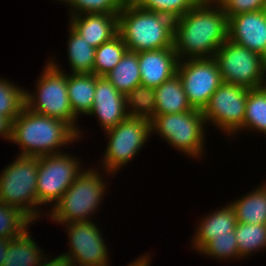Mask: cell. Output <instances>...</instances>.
Segmentation results:
<instances>
[{
    "instance_id": "21",
    "label": "cell",
    "mask_w": 266,
    "mask_h": 266,
    "mask_svg": "<svg viewBox=\"0 0 266 266\" xmlns=\"http://www.w3.org/2000/svg\"><path fill=\"white\" fill-rule=\"evenodd\" d=\"M27 228L18 237L8 243V250L2 266H38L45 256L42 249L36 244Z\"/></svg>"
},
{
    "instance_id": "27",
    "label": "cell",
    "mask_w": 266,
    "mask_h": 266,
    "mask_svg": "<svg viewBox=\"0 0 266 266\" xmlns=\"http://www.w3.org/2000/svg\"><path fill=\"white\" fill-rule=\"evenodd\" d=\"M125 99L128 117L143 118L149 121L155 117V88L143 85L136 86L125 96Z\"/></svg>"
},
{
    "instance_id": "37",
    "label": "cell",
    "mask_w": 266,
    "mask_h": 266,
    "mask_svg": "<svg viewBox=\"0 0 266 266\" xmlns=\"http://www.w3.org/2000/svg\"><path fill=\"white\" fill-rule=\"evenodd\" d=\"M11 239L3 238L0 239V266L3 265V261L5 259L7 250H8V243Z\"/></svg>"
},
{
    "instance_id": "3",
    "label": "cell",
    "mask_w": 266,
    "mask_h": 266,
    "mask_svg": "<svg viewBox=\"0 0 266 266\" xmlns=\"http://www.w3.org/2000/svg\"><path fill=\"white\" fill-rule=\"evenodd\" d=\"M174 24L170 16L144 10L131 0L118 13V34L127 50L137 53L174 48Z\"/></svg>"
},
{
    "instance_id": "15",
    "label": "cell",
    "mask_w": 266,
    "mask_h": 266,
    "mask_svg": "<svg viewBox=\"0 0 266 266\" xmlns=\"http://www.w3.org/2000/svg\"><path fill=\"white\" fill-rule=\"evenodd\" d=\"M92 110L87 116H97L104 132L128 118L125 95L121 94L105 76L96 75Z\"/></svg>"
},
{
    "instance_id": "18",
    "label": "cell",
    "mask_w": 266,
    "mask_h": 266,
    "mask_svg": "<svg viewBox=\"0 0 266 266\" xmlns=\"http://www.w3.org/2000/svg\"><path fill=\"white\" fill-rule=\"evenodd\" d=\"M237 225L236 213L231 204H227L223 208L213 211L212 213L200 220L197 225L196 232L193 236L192 247L195 251H200L209 241L213 240V236L230 235L234 233Z\"/></svg>"
},
{
    "instance_id": "12",
    "label": "cell",
    "mask_w": 266,
    "mask_h": 266,
    "mask_svg": "<svg viewBox=\"0 0 266 266\" xmlns=\"http://www.w3.org/2000/svg\"><path fill=\"white\" fill-rule=\"evenodd\" d=\"M177 74L189 103L194 109L199 110L204 109L212 94L223 83L214 57L180 60Z\"/></svg>"
},
{
    "instance_id": "4",
    "label": "cell",
    "mask_w": 266,
    "mask_h": 266,
    "mask_svg": "<svg viewBox=\"0 0 266 266\" xmlns=\"http://www.w3.org/2000/svg\"><path fill=\"white\" fill-rule=\"evenodd\" d=\"M87 170V171H86ZM107 184L99 170L85 169L77 176L60 200L51 205L50 220L59 224L91 221L106 194ZM91 215V216H90Z\"/></svg>"
},
{
    "instance_id": "17",
    "label": "cell",
    "mask_w": 266,
    "mask_h": 266,
    "mask_svg": "<svg viewBox=\"0 0 266 266\" xmlns=\"http://www.w3.org/2000/svg\"><path fill=\"white\" fill-rule=\"evenodd\" d=\"M70 26L97 48L118 34V14L87 13L70 16Z\"/></svg>"
},
{
    "instance_id": "20",
    "label": "cell",
    "mask_w": 266,
    "mask_h": 266,
    "mask_svg": "<svg viewBox=\"0 0 266 266\" xmlns=\"http://www.w3.org/2000/svg\"><path fill=\"white\" fill-rule=\"evenodd\" d=\"M95 74H67V92L73 113L88 115L94 103Z\"/></svg>"
},
{
    "instance_id": "7",
    "label": "cell",
    "mask_w": 266,
    "mask_h": 266,
    "mask_svg": "<svg viewBox=\"0 0 266 266\" xmlns=\"http://www.w3.org/2000/svg\"><path fill=\"white\" fill-rule=\"evenodd\" d=\"M202 110L155 115L151 120V132L164 138L169 145L191 158L204 154L205 125Z\"/></svg>"
},
{
    "instance_id": "1",
    "label": "cell",
    "mask_w": 266,
    "mask_h": 266,
    "mask_svg": "<svg viewBox=\"0 0 266 266\" xmlns=\"http://www.w3.org/2000/svg\"><path fill=\"white\" fill-rule=\"evenodd\" d=\"M228 39V17L220 4H197L175 19L174 49L178 60L214 57Z\"/></svg>"
},
{
    "instance_id": "36",
    "label": "cell",
    "mask_w": 266,
    "mask_h": 266,
    "mask_svg": "<svg viewBox=\"0 0 266 266\" xmlns=\"http://www.w3.org/2000/svg\"><path fill=\"white\" fill-rule=\"evenodd\" d=\"M12 122L5 116L0 115V136L5 140L11 139Z\"/></svg>"
},
{
    "instance_id": "22",
    "label": "cell",
    "mask_w": 266,
    "mask_h": 266,
    "mask_svg": "<svg viewBox=\"0 0 266 266\" xmlns=\"http://www.w3.org/2000/svg\"><path fill=\"white\" fill-rule=\"evenodd\" d=\"M230 204L237 222L266 224V182Z\"/></svg>"
},
{
    "instance_id": "30",
    "label": "cell",
    "mask_w": 266,
    "mask_h": 266,
    "mask_svg": "<svg viewBox=\"0 0 266 266\" xmlns=\"http://www.w3.org/2000/svg\"><path fill=\"white\" fill-rule=\"evenodd\" d=\"M31 223L19 209L0 202V239L18 237Z\"/></svg>"
},
{
    "instance_id": "5",
    "label": "cell",
    "mask_w": 266,
    "mask_h": 266,
    "mask_svg": "<svg viewBox=\"0 0 266 266\" xmlns=\"http://www.w3.org/2000/svg\"><path fill=\"white\" fill-rule=\"evenodd\" d=\"M42 72L37 79L35 94L25 90V106L35 113L64 121L78 133L80 139L82 130L76 126L79 117L70 106L67 73L53 59L47 61Z\"/></svg>"
},
{
    "instance_id": "35",
    "label": "cell",
    "mask_w": 266,
    "mask_h": 266,
    "mask_svg": "<svg viewBox=\"0 0 266 266\" xmlns=\"http://www.w3.org/2000/svg\"><path fill=\"white\" fill-rule=\"evenodd\" d=\"M38 266H72L71 262L63 255L57 256L54 259L51 257L50 260L45 255Z\"/></svg>"
},
{
    "instance_id": "38",
    "label": "cell",
    "mask_w": 266,
    "mask_h": 266,
    "mask_svg": "<svg viewBox=\"0 0 266 266\" xmlns=\"http://www.w3.org/2000/svg\"><path fill=\"white\" fill-rule=\"evenodd\" d=\"M135 261L132 263H129L127 266H150V257L149 255H141L140 258L134 259Z\"/></svg>"
},
{
    "instance_id": "24",
    "label": "cell",
    "mask_w": 266,
    "mask_h": 266,
    "mask_svg": "<svg viewBox=\"0 0 266 266\" xmlns=\"http://www.w3.org/2000/svg\"><path fill=\"white\" fill-rule=\"evenodd\" d=\"M67 44L68 63L72 74H93L96 48L86 42L70 25Z\"/></svg>"
},
{
    "instance_id": "31",
    "label": "cell",
    "mask_w": 266,
    "mask_h": 266,
    "mask_svg": "<svg viewBox=\"0 0 266 266\" xmlns=\"http://www.w3.org/2000/svg\"><path fill=\"white\" fill-rule=\"evenodd\" d=\"M60 1L70 7V16H74L87 13L118 14L127 0H58Z\"/></svg>"
},
{
    "instance_id": "32",
    "label": "cell",
    "mask_w": 266,
    "mask_h": 266,
    "mask_svg": "<svg viewBox=\"0 0 266 266\" xmlns=\"http://www.w3.org/2000/svg\"><path fill=\"white\" fill-rule=\"evenodd\" d=\"M138 7L165 14L173 18L183 16L188 10L195 7L197 4L194 0H131Z\"/></svg>"
},
{
    "instance_id": "13",
    "label": "cell",
    "mask_w": 266,
    "mask_h": 266,
    "mask_svg": "<svg viewBox=\"0 0 266 266\" xmlns=\"http://www.w3.org/2000/svg\"><path fill=\"white\" fill-rule=\"evenodd\" d=\"M66 223L69 253H63L72 266H110L107 245L94 221ZM68 229V230H67Z\"/></svg>"
},
{
    "instance_id": "29",
    "label": "cell",
    "mask_w": 266,
    "mask_h": 266,
    "mask_svg": "<svg viewBox=\"0 0 266 266\" xmlns=\"http://www.w3.org/2000/svg\"><path fill=\"white\" fill-rule=\"evenodd\" d=\"M25 106V90L12 82L0 79V115L11 122L20 114Z\"/></svg>"
},
{
    "instance_id": "11",
    "label": "cell",
    "mask_w": 266,
    "mask_h": 266,
    "mask_svg": "<svg viewBox=\"0 0 266 266\" xmlns=\"http://www.w3.org/2000/svg\"><path fill=\"white\" fill-rule=\"evenodd\" d=\"M247 95V88L223 82L202 110L205 122H211L228 137L239 134L243 131Z\"/></svg>"
},
{
    "instance_id": "10",
    "label": "cell",
    "mask_w": 266,
    "mask_h": 266,
    "mask_svg": "<svg viewBox=\"0 0 266 266\" xmlns=\"http://www.w3.org/2000/svg\"><path fill=\"white\" fill-rule=\"evenodd\" d=\"M80 164L82 163L78 159L67 153L38 157L37 215L39 218L43 215L42 209L39 210L40 206L51 203L55 205L83 171Z\"/></svg>"
},
{
    "instance_id": "2",
    "label": "cell",
    "mask_w": 266,
    "mask_h": 266,
    "mask_svg": "<svg viewBox=\"0 0 266 266\" xmlns=\"http://www.w3.org/2000/svg\"><path fill=\"white\" fill-rule=\"evenodd\" d=\"M12 143H17L20 156L41 157L63 153L62 146L79 141L78 133L67 123L56 118L35 113L23 107L13 120Z\"/></svg>"
},
{
    "instance_id": "19",
    "label": "cell",
    "mask_w": 266,
    "mask_h": 266,
    "mask_svg": "<svg viewBox=\"0 0 266 266\" xmlns=\"http://www.w3.org/2000/svg\"><path fill=\"white\" fill-rule=\"evenodd\" d=\"M155 93V115L175 114L194 110L188 101L178 74H175L172 78L155 88Z\"/></svg>"
},
{
    "instance_id": "34",
    "label": "cell",
    "mask_w": 266,
    "mask_h": 266,
    "mask_svg": "<svg viewBox=\"0 0 266 266\" xmlns=\"http://www.w3.org/2000/svg\"><path fill=\"white\" fill-rule=\"evenodd\" d=\"M220 6L227 17L266 9V0H221Z\"/></svg>"
},
{
    "instance_id": "8",
    "label": "cell",
    "mask_w": 266,
    "mask_h": 266,
    "mask_svg": "<svg viewBox=\"0 0 266 266\" xmlns=\"http://www.w3.org/2000/svg\"><path fill=\"white\" fill-rule=\"evenodd\" d=\"M224 83L255 89L265 86L266 59L227 39L214 56Z\"/></svg>"
},
{
    "instance_id": "33",
    "label": "cell",
    "mask_w": 266,
    "mask_h": 266,
    "mask_svg": "<svg viewBox=\"0 0 266 266\" xmlns=\"http://www.w3.org/2000/svg\"><path fill=\"white\" fill-rule=\"evenodd\" d=\"M198 253L218 259V261L240 258L237 239L234 233L213 236V240L209 241Z\"/></svg>"
},
{
    "instance_id": "25",
    "label": "cell",
    "mask_w": 266,
    "mask_h": 266,
    "mask_svg": "<svg viewBox=\"0 0 266 266\" xmlns=\"http://www.w3.org/2000/svg\"><path fill=\"white\" fill-rule=\"evenodd\" d=\"M250 129L266 135V86L248 89L243 130Z\"/></svg>"
},
{
    "instance_id": "14",
    "label": "cell",
    "mask_w": 266,
    "mask_h": 266,
    "mask_svg": "<svg viewBox=\"0 0 266 266\" xmlns=\"http://www.w3.org/2000/svg\"><path fill=\"white\" fill-rule=\"evenodd\" d=\"M228 39L266 59V9L229 17Z\"/></svg>"
},
{
    "instance_id": "39",
    "label": "cell",
    "mask_w": 266,
    "mask_h": 266,
    "mask_svg": "<svg viewBox=\"0 0 266 266\" xmlns=\"http://www.w3.org/2000/svg\"><path fill=\"white\" fill-rule=\"evenodd\" d=\"M196 4H220L221 0H194Z\"/></svg>"
},
{
    "instance_id": "28",
    "label": "cell",
    "mask_w": 266,
    "mask_h": 266,
    "mask_svg": "<svg viewBox=\"0 0 266 266\" xmlns=\"http://www.w3.org/2000/svg\"><path fill=\"white\" fill-rule=\"evenodd\" d=\"M127 46L119 34L110 41L101 44L95 50L93 74L97 76L107 75L126 53Z\"/></svg>"
},
{
    "instance_id": "26",
    "label": "cell",
    "mask_w": 266,
    "mask_h": 266,
    "mask_svg": "<svg viewBox=\"0 0 266 266\" xmlns=\"http://www.w3.org/2000/svg\"><path fill=\"white\" fill-rule=\"evenodd\" d=\"M240 258L248 257L259 250H266V224L237 222L234 230Z\"/></svg>"
},
{
    "instance_id": "6",
    "label": "cell",
    "mask_w": 266,
    "mask_h": 266,
    "mask_svg": "<svg viewBox=\"0 0 266 266\" xmlns=\"http://www.w3.org/2000/svg\"><path fill=\"white\" fill-rule=\"evenodd\" d=\"M1 173L0 202L19 209L32 222L38 220V157L18 155Z\"/></svg>"
},
{
    "instance_id": "9",
    "label": "cell",
    "mask_w": 266,
    "mask_h": 266,
    "mask_svg": "<svg viewBox=\"0 0 266 266\" xmlns=\"http://www.w3.org/2000/svg\"><path fill=\"white\" fill-rule=\"evenodd\" d=\"M105 135L109 141L103 159H100L105 172L114 175L132 161L151 137V121L128 117L114 128L106 130Z\"/></svg>"
},
{
    "instance_id": "23",
    "label": "cell",
    "mask_w": 266,
    "mask_h": 266,
    "mask_svg": "<svg viewBox=\"0 0 266 266\" xmlns=\"http://www.w3.org/2000/svg\"><path fill=\"white\" fill-rule=\"evenodd\" d=\"M105 77L123 95L141 85L138 53L126 51L120 62Z\"/></svg>"
},
{
    "instance_id": "16",
    "label": "cell",
    "mask_w": 266,
    "mask_h": 266,
    "mask_svg": "<svg viewBox=\"0 0 266 266\" xmlns=\"http://www.w3.org/2000/svg\"><path fill=\"white\" fill-rule=\"evenodd\" d=\"M141 85L157 88L177 74L178 57L174 48L138 52Z\"/></svg>"
}]
</instances>
